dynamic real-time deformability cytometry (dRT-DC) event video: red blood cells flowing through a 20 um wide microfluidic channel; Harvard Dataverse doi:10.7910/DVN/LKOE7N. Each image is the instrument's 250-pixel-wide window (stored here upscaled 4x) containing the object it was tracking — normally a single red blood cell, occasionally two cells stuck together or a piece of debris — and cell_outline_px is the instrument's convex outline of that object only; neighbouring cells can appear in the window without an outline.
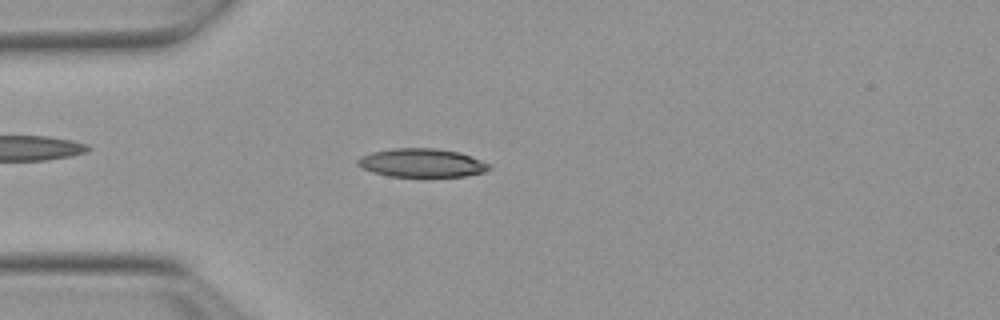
{"species": "Egyptian fruit bat (a non-hibernating species)", "species_latin": "Rousettus aegyptiacus", "temperature_condition": "warm", "stored_images_in_passage": 32, "camera_frame_rate_fps": 3000, "um_per_image_px": 0.085, "animal": {"sex": "female"}, "frame": {"image": 1, "passage_image": 7, "time_ms": 2.0, "image_size_px": [1000, 320], "cell_outline_px": [[492, 168], [484, 172], [464, 176], [424, 180], [388, 176], [372, 172], [360, 168], [356, 164], [356, 160], [360, 156], [372, 152], [392, 148], [436, 148], [460, 152], [472, 156], [492, 164]], "centroid_in_image_um": [35.87, 13.89], "position_along_channel_um": 49.1, "area_um2": 23.24}}
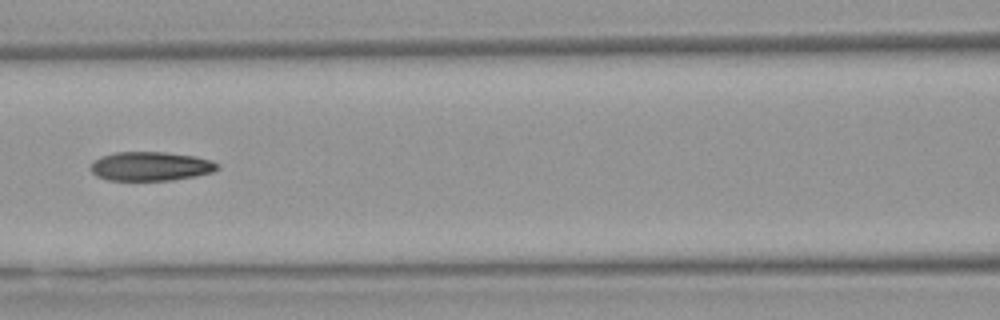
{"frame": {"image": 2, "passage_image": 16, "time_ms": 5.0, "image_size_px": [1000, 320], "cell_outline_px": [[220, 168], [212, 172], [196, 176], [172, 180], [108, 180], [96, 176], [88, 168], [100, 156], [116, 152], [164, 152], [196, 156], [212, 160], [220, 164]], "centroid_in_image_um": [12.83, 14.13], "position_along_channel_um": 153.8, "area_um2": 21.62}}
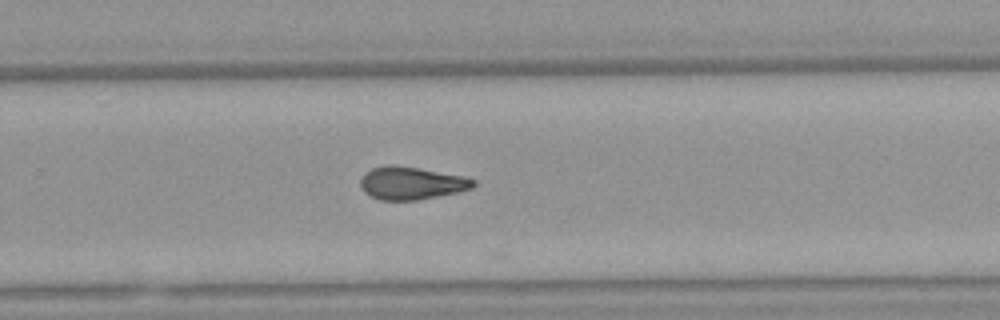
{"frame": {"image": 3, "passage_image": 27, "time_ms": 8.667, "image_size_px": [1000, 320], "cell_outline_px": [[476, 184], [472, 188], [456, 192], [420, 200], [380, 200], [364, 192], [360, 188], [360, 180], [364, 172], [372, 168], [384, 164], [396, 164], [420, 168], [460, 176], [476, 180]], "centroid_in_image_um": [34.91, 15.55], "position_along_channel_um": 294.9, "area_um2": 21.68}}